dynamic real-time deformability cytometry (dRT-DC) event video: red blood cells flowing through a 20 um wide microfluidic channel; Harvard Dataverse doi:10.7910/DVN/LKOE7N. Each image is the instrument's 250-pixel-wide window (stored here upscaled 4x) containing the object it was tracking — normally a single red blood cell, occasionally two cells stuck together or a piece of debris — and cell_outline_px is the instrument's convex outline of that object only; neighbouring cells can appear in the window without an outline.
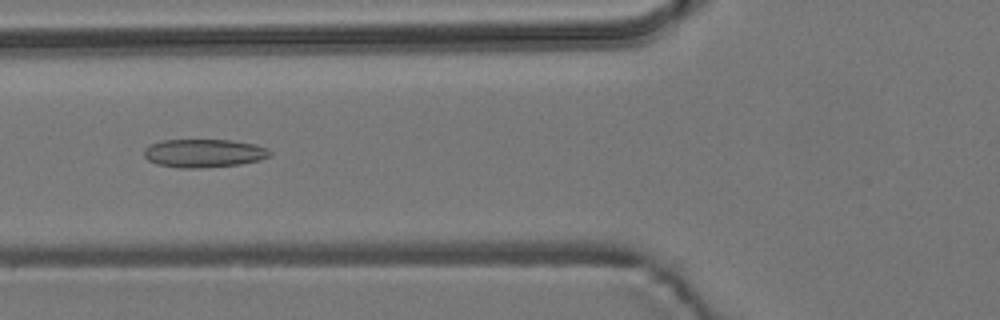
{"species": "common noctule bat (a hibernating species)", "species_latin": "Nyctalus noctula", "temperature_condition": "room temperature", "stored_images_in_passage": 7, "camera_frame_rate_fps": 3000, "um_per_image_px": 0.085, "animal": {"sex": "male", "body_mass_g": 19.2, "forearm_length_mm": 51.8}, "frame": {"image": 1, "passage_image": 5, "time_ms": 5.667, "image_size_px": [1000, 320], "cell_outline_px": [[272, 156], [260, 160], [240, 164], [200, 168], [180, 168], [156, 164], [148, 160], [144, 156], [144, 148], [148, 144], [160, 140], [232, 140], [256, 144], [268, 148], [272, 152]], "centroid_in_image_um": [17.33, 13.02], "position_along_channel_um": 108.5, "area_um2": 21.1}}
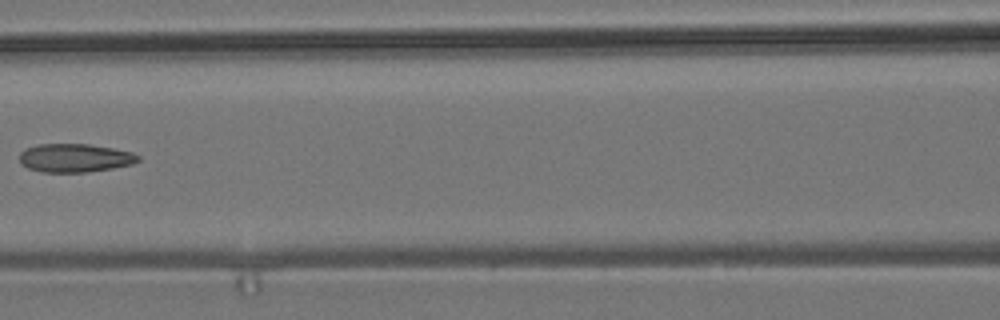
{"frame": {"image": 2, "passage_image": 6, "time_ms": 7.0, "image_size_px": [1000, 320], "cell_outline_px": [[140, 160], [132, 164], [112, 168], [84, 172], [44, 172], [28, 168], [20, 164], [20, 152], [24, 148], [40, 144], [88, 144], [112, 148], [132, 152], [140, 156]], "centroid_in_image_um": [6.35, 13.42], "position_along_channel_um": 160.3, "area_um2": 19.65}}
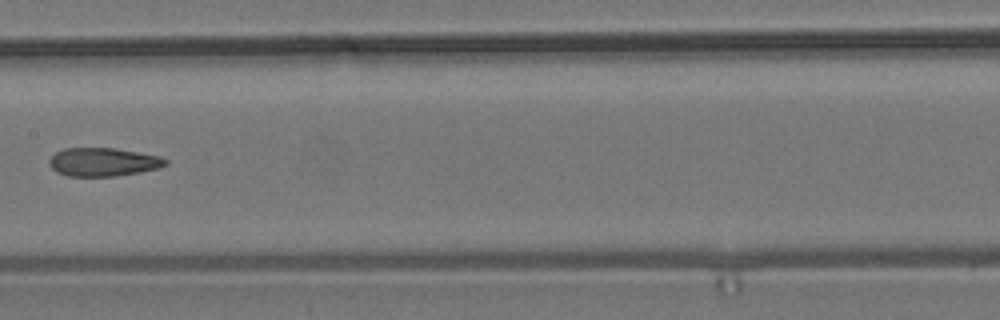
{"frame": {"image": 3, "passage_image": 7, "time_ms": 8.0, "image_size_px": [1000, 320], "cell_outline_px": [[168, 164], [156, 168], [140, 172], [116, 176], [68, 176], [56, 172], [48, 164], [48, 160], [56, 152], [64, 148], [116, 148], [160, 156], [168, 160]], "centroid_in_image_um": [8.75, 13.77], "position_along_channel_um": 198.6, "area_um2": 19.31}}